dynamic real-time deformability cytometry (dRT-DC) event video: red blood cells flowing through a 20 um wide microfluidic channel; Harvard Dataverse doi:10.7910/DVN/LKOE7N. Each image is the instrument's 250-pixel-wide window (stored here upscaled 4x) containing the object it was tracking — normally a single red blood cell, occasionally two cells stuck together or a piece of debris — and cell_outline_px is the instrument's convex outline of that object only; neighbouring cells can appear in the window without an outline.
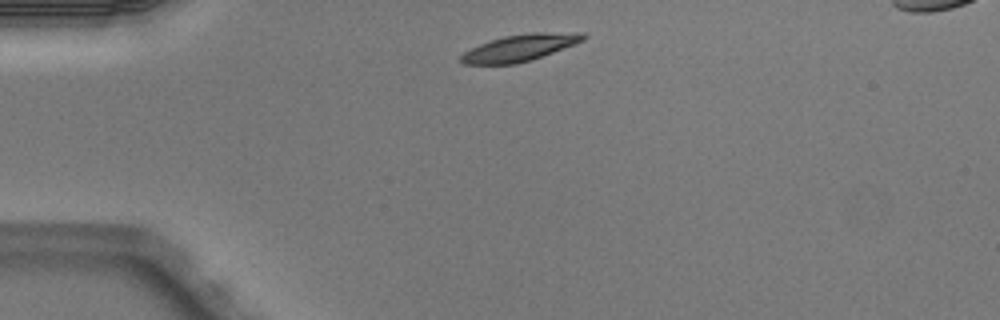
{"species": "Egyptian fruit bat (a non-hibernating species)", "species_latin": "Rousettus aegyptiacus", "temperature_condition": "warm", "stored_images_in_passage": 3, "camera_frame_rate_fps": 3000, "um_per_image_px": 0.085, "animal": {"sex": "male"}, "frame": {"image": 1, "passage_image": 1, "time_ms": 0.0, "image_size_px": [1000, 320], "cell_outline_px": [[588, 36], [584, 40], [576, 44], [532, 60], [516, 64], [460, 64], [460, 56], [464, 52], [480, 44], [504, 36], [532, 32], [584, 32]], "centroid_in_image_um": [44.24, 4.05], "position_along_channel_um": 40.8, "area_um2": 19.19}}